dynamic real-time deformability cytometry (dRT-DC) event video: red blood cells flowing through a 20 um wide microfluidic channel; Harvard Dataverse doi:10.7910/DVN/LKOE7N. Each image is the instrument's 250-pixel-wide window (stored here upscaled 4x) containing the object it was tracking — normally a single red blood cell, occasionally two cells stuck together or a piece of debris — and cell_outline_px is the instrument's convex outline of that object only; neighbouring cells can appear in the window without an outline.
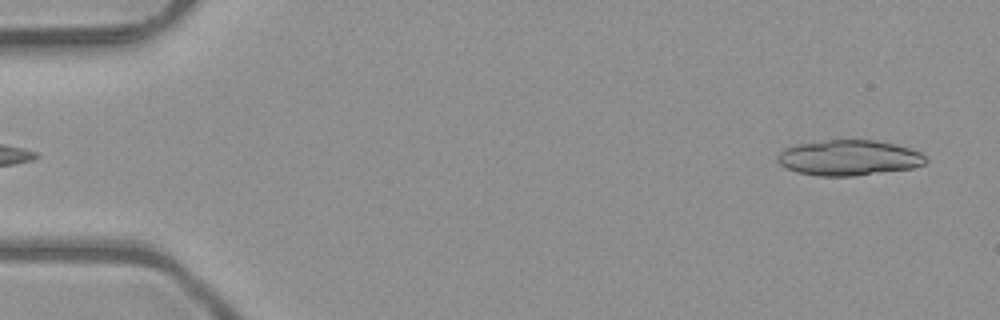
{"species": "common noctule bat (a hibernating species)", "species_latin": "Nyctalus noctula", "temperature_condition": "room temperature", "stored_images_in_passage": 3, "camera_frame_rate_fps": 3000, "um_per_image_px": 0.085, "animal": {"sex": "male", "body_mass_g": 23.1, "forearm_length_mm": 52.7}, "frame": {"image": 1, "passage_image": 1, "time_ms": 0.0, "image_size_px": [1000, 320], "cell_outline_px": [[928, 160], [924, 164], [912, 168], [856, 176], [816, 176], [796, 172], [780, 164], [776, 160], [776, 156], [784, 148], [796, 144], [828, 140], [876, 140], [896, 144], [920, 152]], "centroid_in_image_um": [72.13, 13.41], "position_along_channel_um": 12.9, "area_um2": 30.75}}